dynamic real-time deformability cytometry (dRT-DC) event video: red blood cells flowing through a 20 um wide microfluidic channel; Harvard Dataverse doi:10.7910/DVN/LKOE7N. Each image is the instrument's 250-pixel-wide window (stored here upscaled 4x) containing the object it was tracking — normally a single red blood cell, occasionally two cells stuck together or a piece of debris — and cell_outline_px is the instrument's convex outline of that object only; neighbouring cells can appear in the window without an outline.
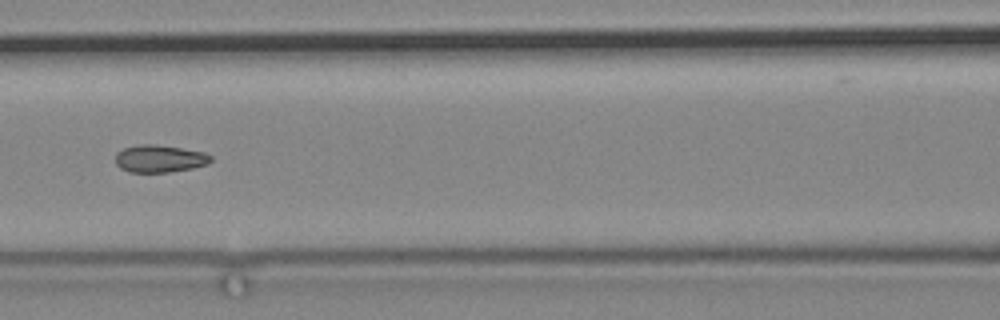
{"species": "common noctule bat (a hibernating species)", "species_latin": "Nyctalus noctula", "temperature_condition": "cold", "stored_images_in_passage": 12, "camera_frame_rate_fps": 3000, "um_per_image_px": 0.085, "animal": {"sex": "male", "body_mass_g": 19.2, "forearm_length_mm": 51.8}, "frame": {"image": 1, "passage_image": 12, "time_ms": 14.0, "image_size_px": [1000, 320], "cell_outline_px": [[212, 160], [208, 164], [192, 168], [168, 172], [128, 172], [120, 168], [116, 164], [116, 152], [124, 148], [140, 144], [152, 144], [180, 148], [204, 152], [212, 156]], "centroid_in_image_um": [13.56, 13.49], "position_along_channel_um": 153.0, "area_um2": 15.2}}